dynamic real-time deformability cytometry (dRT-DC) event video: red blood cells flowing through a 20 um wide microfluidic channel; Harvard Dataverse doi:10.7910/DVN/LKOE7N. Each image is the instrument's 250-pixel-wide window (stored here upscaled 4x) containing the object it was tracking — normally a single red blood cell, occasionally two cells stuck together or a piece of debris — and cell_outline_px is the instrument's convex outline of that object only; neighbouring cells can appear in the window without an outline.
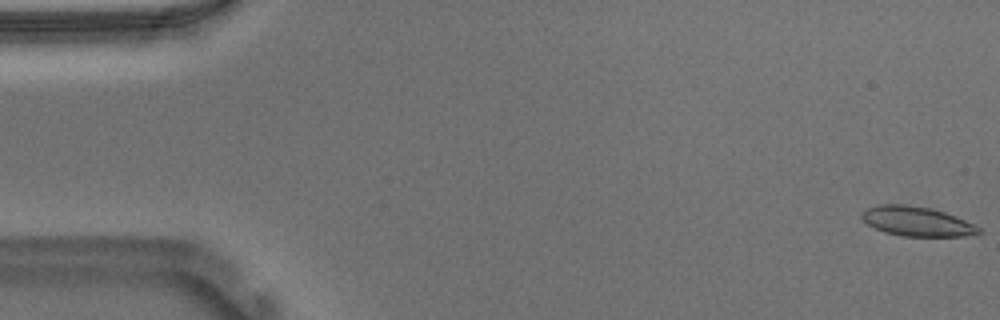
{"species": "Egyptian fruit bat (a non-hibernating species)", "species_latin": "Rousettus aegyptiacus", "temperature_condition": "warm", "stored_images_in_passage": 16, "camera_frame_rate_fps": 3000, "um_per_image_px": 0.085, "animal": {"sex": "male"}, "frame": {"image": 1, "passage_image": 1, "time_ms": 0.0, "image_size_px": [1000, 320], "cell_outline_px": [[984, 232], [976, 236], [904, 236], [884, 232], [868, 224], [860, 216], [868, 208], [880, 204], [904, 204], [928, 208], [944, 212], [956, 216], [976, 224]], "centroid_in_image_um": [78.02, 18.83], "position_along_channel_um": 7.0, "area_um2": 20.17}}